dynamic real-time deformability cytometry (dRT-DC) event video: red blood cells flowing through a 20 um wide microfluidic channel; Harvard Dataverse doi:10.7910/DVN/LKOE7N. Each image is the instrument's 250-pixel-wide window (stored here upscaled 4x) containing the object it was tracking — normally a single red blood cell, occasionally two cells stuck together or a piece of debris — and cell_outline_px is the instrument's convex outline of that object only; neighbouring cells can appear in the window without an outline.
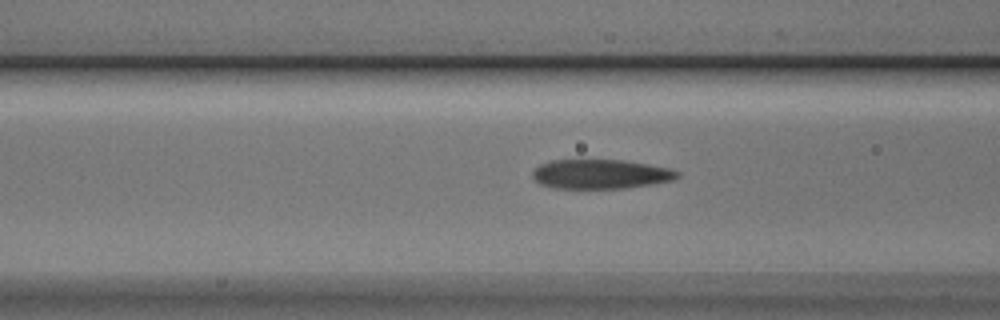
{"species": "Egyptian fruit bat (a non-hibernating species)", "species_latin": "Rousettus aegyptiacus", "temperature_condition": "cold", "stored_images_in_passage": 36, "camera_frame_rate_fps": 3000, "um_per_image_px": 0.085, "animal": {"sex": "male"}, "frame": {"image": 1, "passage_image": 9, "time_ms": 2.667, "image_size_px": [1000, 320], "cell_outline_px": [[680, 176], [676, 180], [628, 188], [552, 188], [540, 184], [532, 176], [532, 172], [540, 164], [552, 160], [624, 160], [668, 168], [680, 172]], "centroid_in_image_um": [51.07, 14.8], "position_along_channel_um": 115.5, "area_um2": 24.85}}
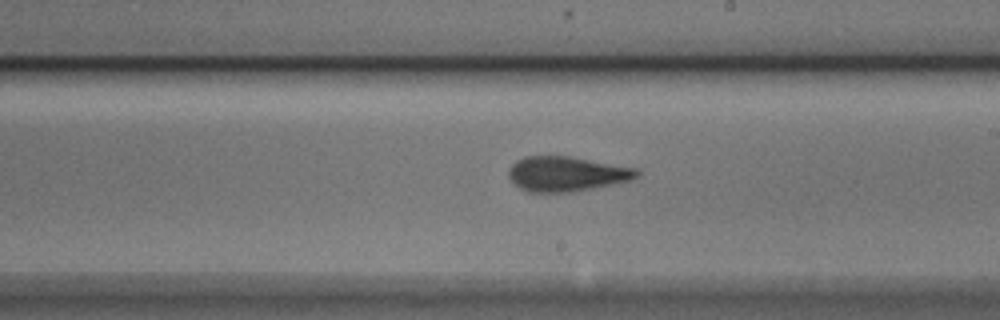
{"frame": {"image": 2, "passage_image": 19, "time_ms": 6.0, "image_size_px": [1000, 320], "cell_outline_px": [[640, 172], [632, 180], [572, 192], [528, 192], [520, 188], [508, 176], [508, 168], [516, 160], [524, 156], [568, 156], [636, 168]], "centroid_in_image_um": [48.12, 14.78], "position_along_channel_um": 240.9, "area_um2": 25.89}}
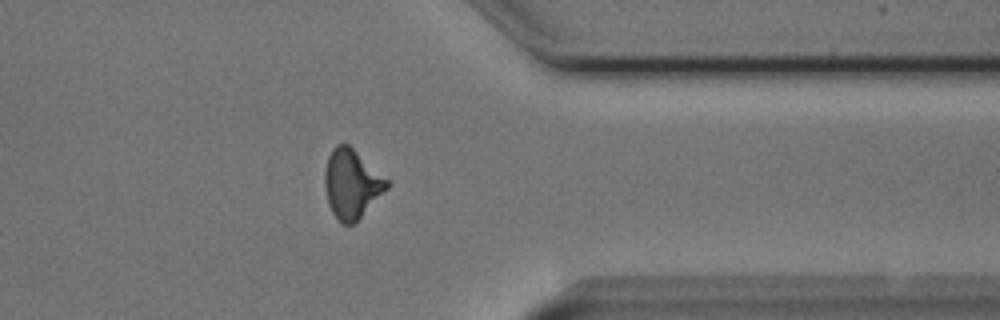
{"frame": {"image": 3, "passage_image": 31, "time_ms": 10.0, "image_size_px": [1000, 320], "cell_outline_px": [[388, 188], [356, 224], [340, 224], [332, 212], [328, 204], [324, 184], [324, 172], [328, 156], [332, 148], [336, 144], [348, 144], [388, 180]], "centroid_in_image_um": [29.87, 15.67], "position_along_channel_um": 381.5, "area_um2": 25.09}}